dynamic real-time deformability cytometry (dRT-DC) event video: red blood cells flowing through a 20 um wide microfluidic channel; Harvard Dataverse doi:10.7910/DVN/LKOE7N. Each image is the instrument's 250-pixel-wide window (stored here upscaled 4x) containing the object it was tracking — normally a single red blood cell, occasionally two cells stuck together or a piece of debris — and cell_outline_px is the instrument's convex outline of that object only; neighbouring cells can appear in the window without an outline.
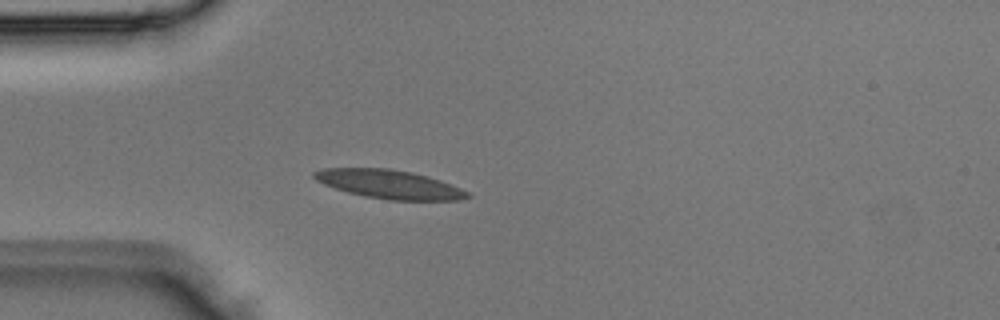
{"species": "Egyptian fruit bat (a non-hibernating species)", "species_latin": "Rousettus aegyptiacus", "temperature_condition": "room temperature", "stored_images_in_passage": 4, "camera_frame_rate_fps": 3000, "um_per_image_px": 0.085, "animal": {"sex": "male"}, "frame": {"image": 1, "passage_image": 4, "time_ms": 1.0, "image_size_px": [1000, 320], "cell_outline_px": [[472, 196], [460, 200], [388, 200], [364, 196], [348, 192], [324, 184], [316, 180], [312, 176], [312, 172], [324, 168], [388, 168], [412, 172], [428, 176], [440, 180], [460, 188], [468, 192]], "centroid_in_image_um": [33.08, 15.66], "position_along_channel_um": 51.9, "area_um2": 25.61}}